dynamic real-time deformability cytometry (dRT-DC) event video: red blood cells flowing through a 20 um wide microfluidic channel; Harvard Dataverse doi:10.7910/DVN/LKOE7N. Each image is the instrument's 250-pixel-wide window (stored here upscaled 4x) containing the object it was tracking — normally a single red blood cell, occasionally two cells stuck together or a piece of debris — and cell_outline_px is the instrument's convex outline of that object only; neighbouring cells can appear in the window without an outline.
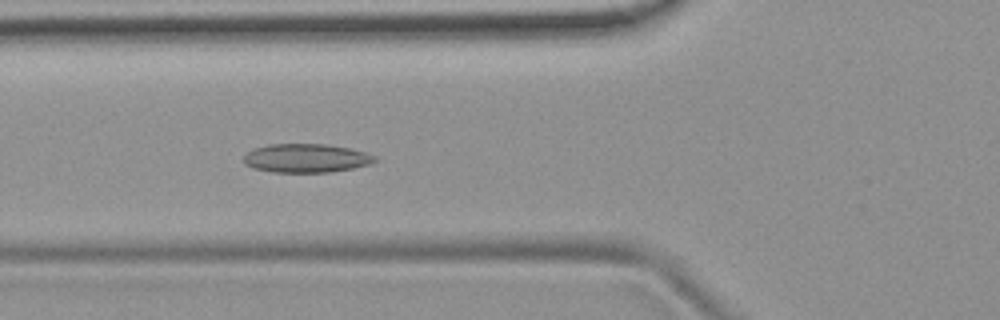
{"species": "common noctule bat (a hibernating species)", "species_latin": "Nyctalus noctula", "temperature_condition": "room temperature", "stored_images_in_passage": 6, "camera_frame_rate_fps": 3000, "um_per_image_px": 0.085, "animal": {"sex": "female", "body_mass_g": 19.9}, "frame": {"image": 1, "passage_image": 6, "time_ms": 6.0, "image_size_px": [1000, 320], "cell_outline_px": [[380, 160], [368, 164], [352, 168], [332, 172], [272, 172], [252, 168], [244, 164], [244, 156], [248, 152], [256, 148], [268, 144], [324, 144], [352, 148], [376, 156]], "centroid_in_image_um": [26.04, 13.44], "position_along_channel_um": 99.8, "area_um2": 22.02}}